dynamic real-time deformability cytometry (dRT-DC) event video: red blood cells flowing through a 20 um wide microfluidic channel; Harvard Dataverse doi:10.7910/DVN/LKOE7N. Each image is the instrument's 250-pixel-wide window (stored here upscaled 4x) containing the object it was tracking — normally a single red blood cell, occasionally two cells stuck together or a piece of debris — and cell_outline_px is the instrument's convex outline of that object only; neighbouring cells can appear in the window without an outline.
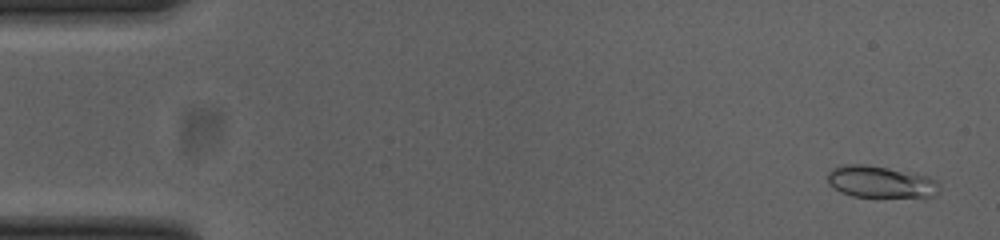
{"species": "common noctule bat (a hibernating species)", "species_latin": "Nyctalus noctula", "temperature_condition": "cold", "stored_images_in_passage": 52, "camera_frame_rate_fps": 3000, "um_per_image_px": 0.085, "animal": {"sex": "female", "body_mass_g": 23.0, "forearm_length_mm": 53.4}, "frame": {"image": 1, "passage_image": 2, "time_ms": 0.333, "image_size_px": [1000, 240], "cell_outline_px": [[940, 188], [936, 196], [924, 200], [852, 196], [840, 192], [828, 184], [828, 172], [832, 168], [844, 164], [864, 164], [888, 168], [928, 176], [940, 180]], "centroid_in_image_um": [74.97, 15.52], "position_along_channel_um": 10.0, "area_um2": 21.91}}
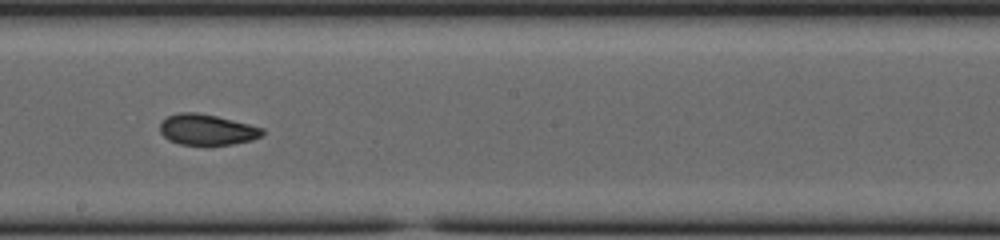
{"frame": {"image": 2, "passage_image": 29, "time_ms": 9.333, "image_size_px": [1000, 240], "cell_outline_px": [[264, 132], [260, 136], [252, 140], [232, 144], [180, 144], [168, 140], [160, 132], [160, 124], [168, 116], [180, 112], [196, 112], [216, 116], [264, 128]], "centroid_in_image_um": [17.58, 11.01], "position_along_channel_um": 230.6, "area_um2": 18.09}}
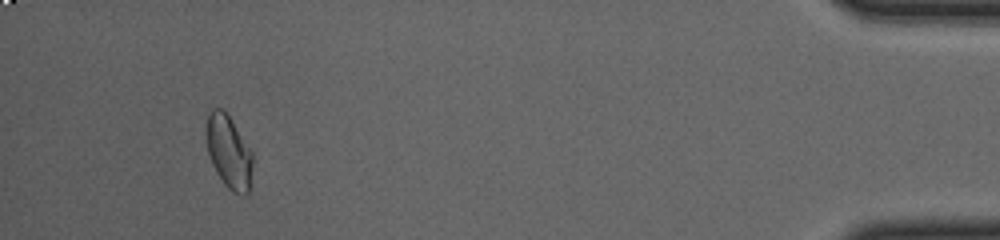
{"frame": {"image": 3, "passage_image": 49, "time_ms": 16.0, "image_size_px": [1000, 240], "cell_outline_px": [[252, 188], [244, 196], [232, 192], [224, 184], [216, 172], [212, 164], [208, 152], [208, 112], [212, 108], [220, 108], [228, 116], [252, 152]], "centroid_in_image_um": [19.49, 13.01], "position_along_channel_um": 415.7, "area_um2": 19.36}, "authors_computed_cell_mechanics": {"area_um2": 19.2185, "velocity_mm_per_s": 3.8497, "shape_relaxation_time_tau1_ms": null, "shape_relaxation_time_tau2_ms": 2.4409, "deformation_change_tau1": null, "deformation_change_tau2": 0.0766}}